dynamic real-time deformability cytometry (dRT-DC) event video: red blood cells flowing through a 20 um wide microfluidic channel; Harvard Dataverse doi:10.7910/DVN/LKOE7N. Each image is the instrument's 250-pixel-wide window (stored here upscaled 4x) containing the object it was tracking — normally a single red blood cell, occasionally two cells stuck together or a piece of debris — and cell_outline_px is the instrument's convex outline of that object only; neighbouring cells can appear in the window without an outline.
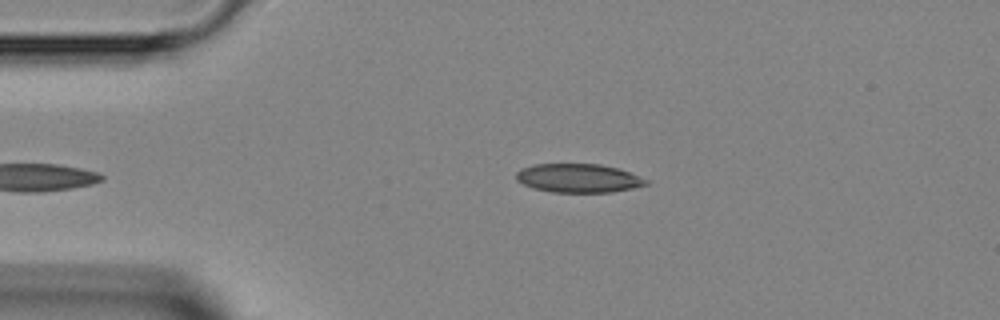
{"species": "Egyptian fruit bat (a non-hibernating species)", "species_latin": "Rousettus aegyptiacus", "temperature_condition": "room temperature", "stored_images_in_passage": 28, "camera_frame_rate_fps": 3000, "um_per_image_px": 0.085, "animal": {"sex": "female"}, "frame": {"image": 1, "passage_image": 1, "time_ms": 0.0, "image_size_px": [1000, 320], "cell_outline_px": [[652, 184], [612, 192], [552, 192], [536, 188], [524, 184], [516, 180], [516, 172], [520, 168], [536, 164], [600, 164], [616, 168], [628, 172], [648, 180]], "centroid_in_image_um": [49.17, 15.14], "position_along_channel_um": 35.8, "area_um2": 21.62}}
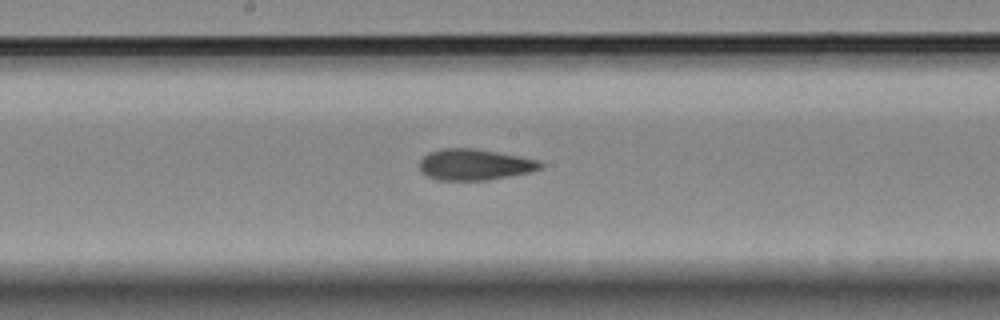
{"frame": {"image": 2, "passage_image": 15, "time_ms": 4.667, "image_size_px": [1000, 320], "cell_outline_px": [[544, 164], [540, 168], [532, 172], [488, 180], [436, 180], [420, 172], [420, 160], [428, 152], [440, 148], [472, 148], [496, 152], [540, 160]], "centroid_in_image_um": [40.33, 13.99], "position_along_channel_um": 207.9, "area_um2": 22.02}}
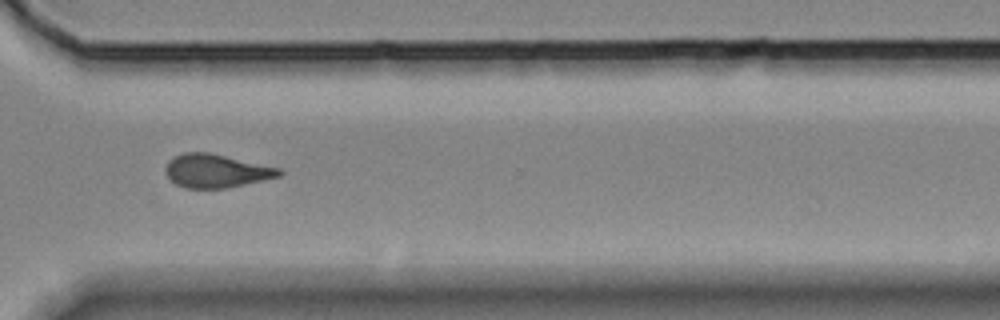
{"frame": {"image": 3, "passage_image": 25, "time_ms": 8.0, "image_size_px": [1000, 320], "cell_outline_px": [[284, 172], [280, 176], [244, 184], [224, 188], [184, 188], [176, 184], [164, 172], [164, 168], [168, 160], [172, 156], [184, 152], [208, 152], [280, 168]], "centroid_in_image_um": [18.33, 14.51], "position_along_channel_um": 352.3, "area_um2": 22.08}}